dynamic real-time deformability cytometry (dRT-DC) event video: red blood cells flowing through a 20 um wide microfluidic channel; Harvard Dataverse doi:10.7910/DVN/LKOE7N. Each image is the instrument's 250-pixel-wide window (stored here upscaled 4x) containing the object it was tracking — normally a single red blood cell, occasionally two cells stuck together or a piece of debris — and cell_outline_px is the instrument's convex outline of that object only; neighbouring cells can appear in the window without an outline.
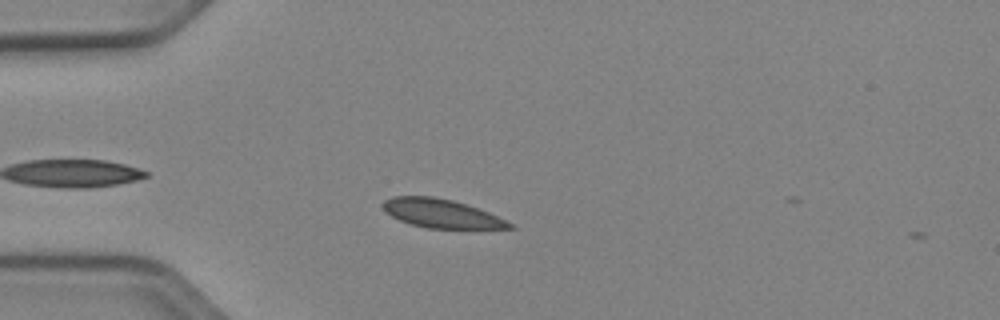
{"species": "Egyptian fruit bat (a non-hibernating species)", "species_latin": "Rousettus aegyptiacus", "temperature_condition": "cold", "stored_images_in_passage": 8, "camera_frame_rate_fps": 3000, "um_per_image_px": 0.085, "animal": {"sex": "female"}, "frame": {"image": 1, "passage_image": 7, "time_ms": 2.0, "image_size_px": [1000, 320], "cell_outline_px": [[516, 228], [472, 232], [428, 228], [412, 224], [400, 220], [384, 212], [380, 204], [384, 200], [392, 196], [432, 196], [452, 200], [488, 212], [516, 224]], "centroid_in_image_um": [37.64, 18.21], "position_along_channel_um": 47.4, "area_um2": 22.37}}